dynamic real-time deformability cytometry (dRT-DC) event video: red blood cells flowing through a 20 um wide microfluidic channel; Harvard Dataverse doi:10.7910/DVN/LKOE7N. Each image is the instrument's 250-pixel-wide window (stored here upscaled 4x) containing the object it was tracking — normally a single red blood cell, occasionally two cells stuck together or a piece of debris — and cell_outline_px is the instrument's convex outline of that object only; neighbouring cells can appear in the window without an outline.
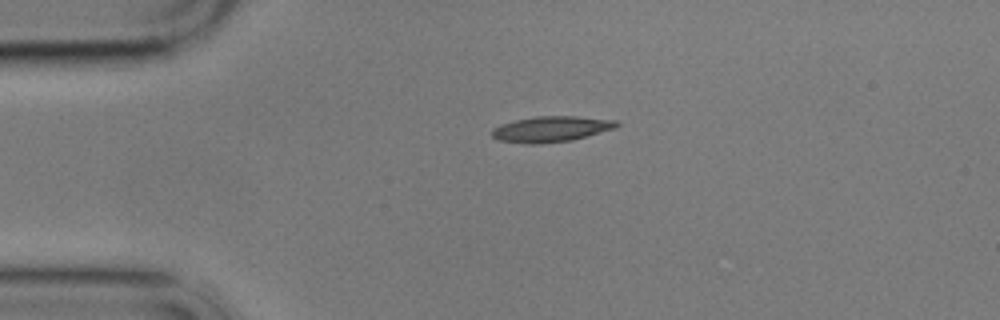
{"species": "common noctule bat (a hibernating species)", "species_latin": "Nyctalus noctula", "temperature_condition": "cold", "stored_images_in_passage": 2, "camera_frame_rate_fps": 3000, "um_per_image_px": 0.085, "animal": {"sex": "male", "body_mass_g": 17.9}, "frame": {"image": 1, "passage_image": 1, "time_ms": 0.0, "image_size_px": [1000, 320], "cell_outline_px": [[620, 124], [616, 128], [572, 140], [540, 144], [524, 144], [496, 140], [492, 136], [492, 128], [500, 124], [516, 120], [536, 116], [576, 116], [616, 120]], "centroid_in_image_um": [46.82, 10.98], "position_along_channel_um": 38.2, "area_um2": 18.84}}